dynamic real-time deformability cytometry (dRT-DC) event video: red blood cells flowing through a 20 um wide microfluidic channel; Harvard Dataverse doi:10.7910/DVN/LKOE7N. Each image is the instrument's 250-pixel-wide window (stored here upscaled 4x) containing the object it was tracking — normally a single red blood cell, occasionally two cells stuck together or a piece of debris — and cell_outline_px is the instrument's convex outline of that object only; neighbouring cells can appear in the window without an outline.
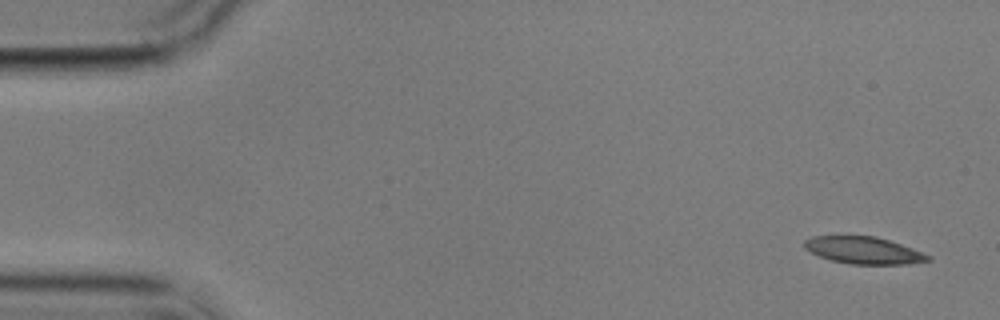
{"species": "common noctule bat (a hibernating species)", "species_latin": "Nyctalus noctula", "temperature_condition": "cold", "stored_images_in_passage": 4, "camera_frame_rate_fps": 3000, "um_per_image_px": 0.085, "animal": {"sex": "male", "body_mass_g": 17.9}, "frame": {"image": 1, "passage_image": 1, "time_ms": 0.0, "image_size_px": [1000, 320], "cell_outline_px": [[932, 260], [908, 264], [848, 264], [832, 260], [820, 256], [804, 248], [804, 240], [812, 236], [876, 236], [912, 248], [932, 256]], "centroid_in_image_um": [73.43, 21.28], "position_along_channel_um": 11.6, "area_um2": 19.42}}